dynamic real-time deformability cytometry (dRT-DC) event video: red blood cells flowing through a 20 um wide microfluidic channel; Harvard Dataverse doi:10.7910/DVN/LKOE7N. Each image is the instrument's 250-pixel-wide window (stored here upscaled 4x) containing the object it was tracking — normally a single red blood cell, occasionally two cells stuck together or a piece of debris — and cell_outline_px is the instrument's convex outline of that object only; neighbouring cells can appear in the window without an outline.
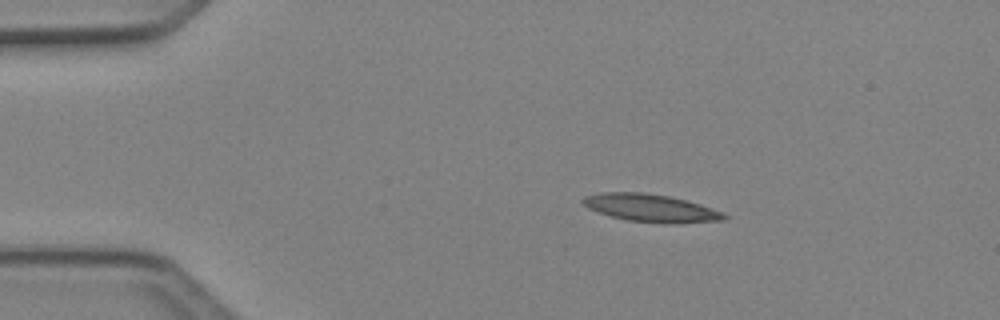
{"species": "Egyptian fruit bat (a non-hibernating species)", "species_latin": "Rousettus aegyptiacus", "temperature_condition": "cold", "stored_images_in_passage": 6, "camera_frame_rate_fps": 3000, "um_per_image_px": 0.085, "animal": {"sex": "female"}, "frame": {"image": 1, "passage_image": 1, "time_ms": 0.0, "image_size_px": [1000, 320], "cell_outline_px": [[728, 220], [664, 224], [628, 220], [612, 216], [588, 208], [580, 200], [584, 196], [600, 192], [644, 192], [668, 196], [700, 204], [724, 212], [728, 216]], "centroid_in_image_um": [55.35, 17.68], "position_along_channel_um": 29.7, "area_um2": 22.83}}
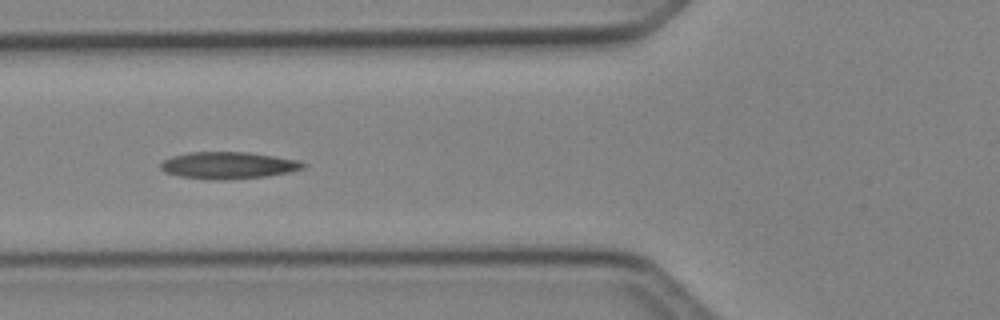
{"frame": {"image": 2, "passage_image": 4, "time_ms": 1.0, "image_size_px": [1000, 320], "cell_outline_px": [[308, 164], [304, 168], [288, 172], [268, 176], [224, 180], [208, 180], [180, 176], [164, 172], [160, 168], [160, 164], [164, 160], [172, 156], [188, 152], [248, 152], [296, 160]], "centroid_in_image_um": [19.37, 14.06], "position_along_channel_um": 106.4, "area_um2": 22.37}}
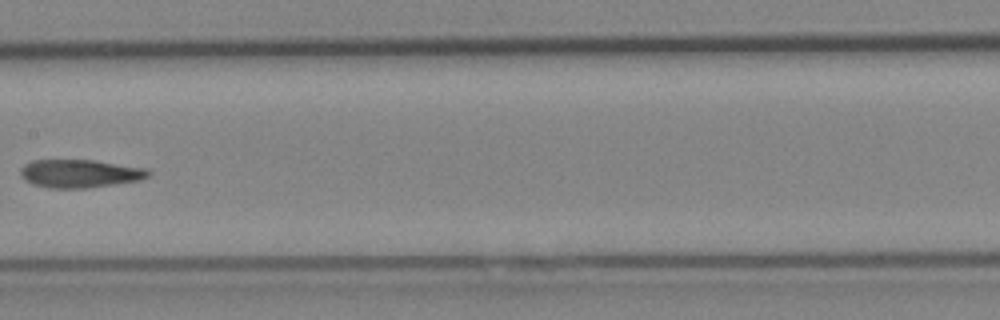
{"frame": {"image": 3, "passage_image": 6, "time_ms": 1.667, "image_size_px": [1000, 320], "cell_outline_px": [[152, 172], [148, 176], [140, 180], [88, 188], [48, 188], [32, 184], [24, 180], [20, 176], [20, 168], [24, 164], [32, 160], [92, 160], [148, 168]], "centroid_in_image_um": [6.77, 14.75], "position_along_channel_um": 200.6, "area_um2": 21.15}}